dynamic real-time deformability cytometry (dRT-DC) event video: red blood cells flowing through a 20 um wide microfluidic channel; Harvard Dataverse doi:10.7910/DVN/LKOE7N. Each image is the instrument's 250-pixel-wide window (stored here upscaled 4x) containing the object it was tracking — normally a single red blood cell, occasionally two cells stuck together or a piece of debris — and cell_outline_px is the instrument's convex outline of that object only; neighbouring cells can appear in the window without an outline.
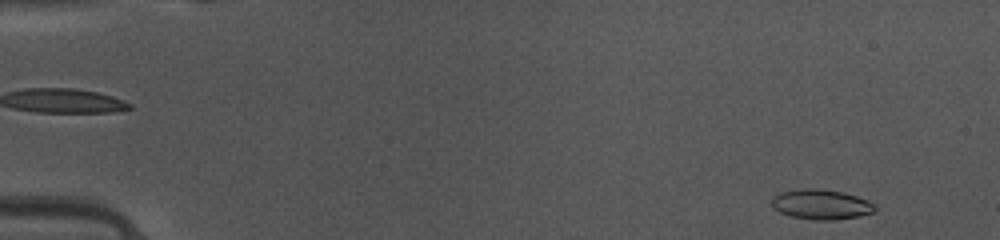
{"species": "common noctule bat (a hibernating species)", "species_latin": "Nyctalus noctula", "temperature_condition": "warm", "stored_images_in_passage": 48, "camera_frame_rate_fps": 3000, "um_per_image_px": 0.085, "animal": {"sex": "female", "body_mass_g": 10.0, "forearm_length_mm": 53.1}, "frame": {"image": 1, "passage_image": 4, "time_ms": 1.0, "image_size_px": [1000, 240], "cell_outline_px": [[876, 208], [872, 212], [860, 216], [832, 220], [812, 220], [792, 216], [780, 212], [772, 208], [772, 196], [780, 192], [804, 188], [812, 188], [844, 192], [868, 200], [876, 204]], "centroid_in_image_um": [69.79, 17.37], "position_along_channel_um": 15.2, "area_um2": 18.09}}
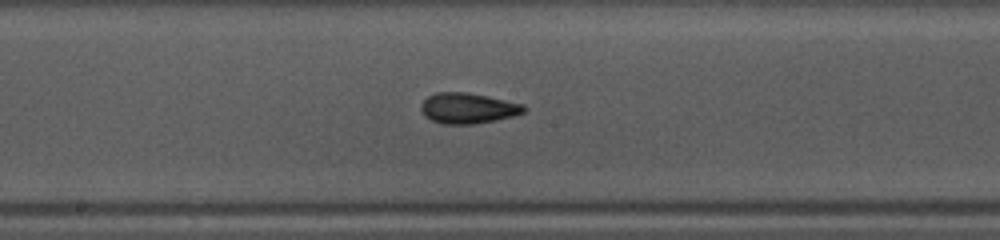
{"frame": {"image": 2, "passage_image": 26, "time_ms": 8.333, "image_size_px": [1000, 240], "cell_outline_px": [[528, 108], [524, 112], [512, 116], [496, 120], [472, 124], [444, 124], [432, 120], [424, 116], [420, 108], [420, 104], [428, 96], [436, 92], [468, 92], [488, 96], [524, 104]], "centroid_in_image_um": [39.77, 9.19], "position_along_channel_um": 208.4, "area_um2": 18.44}}
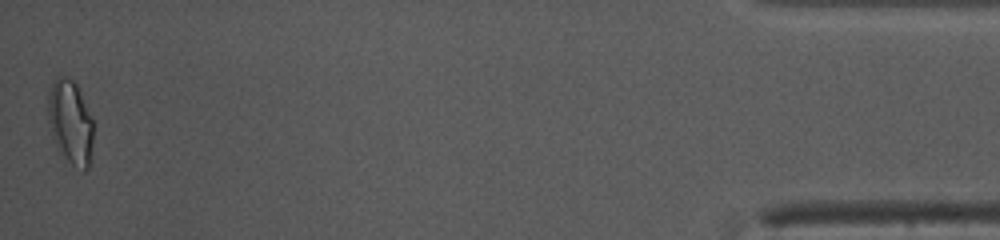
{"frame": {"image": 3, "passage_image": 48, "time_ms": 15.667, "image_size_px": [1000, 240], "cell_outline_px": [[92, 140], [88, 168], [84, 172], [72, 164], [68, 160], [52, 136], [48, 120], [48, 96], [52, 84], [56, 76], [64, 76], [72, 80], [76, 84], [92, 120]], "centroid_in_image_um": [5.97, 10.36], "position_along_channel_um": 429.2, "area_um2": 21.44}, "authors_computed_cell_mechanics": {"area_um2": 17.7446, "velocity_mm_per_s": 4.1505, "shape_relaxation_time_tau1_ms": 3.3299, "shape_relaxation_time_tau2_ms": 1.4804, "deformation_change_tau1": 0.1374, "deformation_change_tau2": 0.0804}}